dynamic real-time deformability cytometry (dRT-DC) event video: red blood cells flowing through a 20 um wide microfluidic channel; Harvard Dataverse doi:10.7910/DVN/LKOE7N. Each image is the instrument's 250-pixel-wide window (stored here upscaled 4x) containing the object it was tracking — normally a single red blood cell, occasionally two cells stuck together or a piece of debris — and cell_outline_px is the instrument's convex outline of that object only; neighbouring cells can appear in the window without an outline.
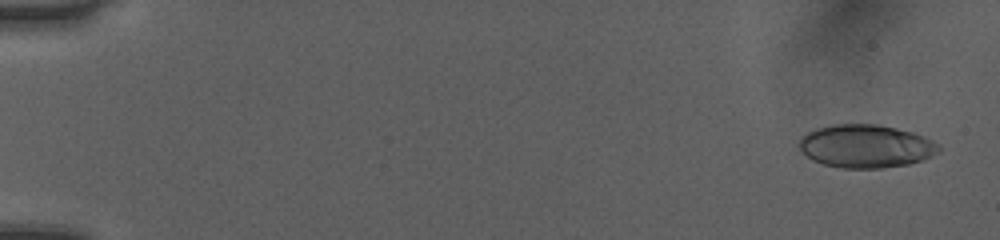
{"species": "human", "species_latin": "Homo sapiens", "temperature_condition": "room temperature", "stored_images_in_passage": 51, "camera_frame_rate_fps": 3000, "um_per_image_px": 0.085, "donor": {"sex": "female"}, "frame": {"image": 1, "passage_image": 2, "time_ms": 0.333, "image_size_px": [1000, 240], "cell_outline_px": [[940, 152], [932, 156], [908, 164], [884, 168], [840, 168], [824, 164], [812, 160], [800, 148], [800, 136], [816, 128], [832, 124], [876, 124], [896, 128], [912, 132], [924, 136], [932, 140], [940, 148]], "centroid_in_image_um": [73.6, 12.42], "position_along_channel_um": 11.4, "area_um2": 35.03}}
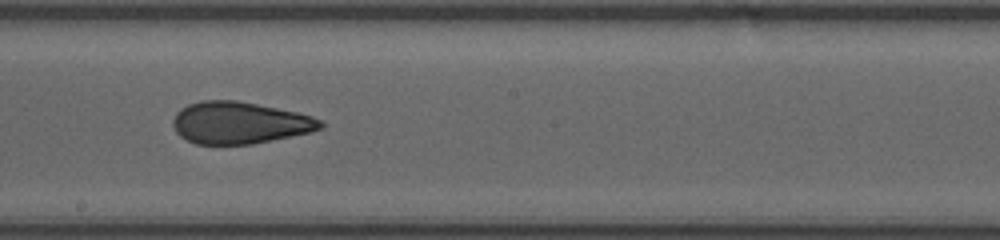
{"frame": {"image": 2, "passage_image": 30, "time_ms": 9.667, "image_size_px": [1000, 240], "cell_outline_px": [[324, 128], [308, 132], [252, 144], [196, 144], [180, 136], [176, 132], [172, 124], [172, 120], [176, 112], [180, 108], [188, 104], [200, 100], [236, 100], [296, 112], [312, 116], [320, 120], [324, 124]], "centroid_in_image_um": [20.32, 10.43], "position_along_channel_um": 227.9, "area_um2": 35.89}}
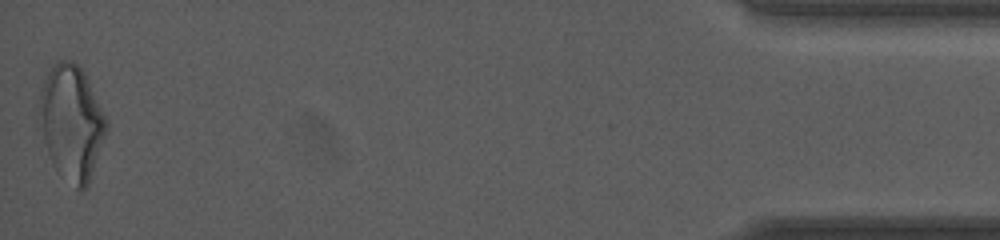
{"frame": {"image": 3, "passage_image": 51, "time_ms": 16.667, "image_size_px": [1000, 240], "cell_outline_px": [[108, 128], [88, 184], [84, 188], [76, 188], [52, 164], [36, 128], [36, 116], [40, 88], [52, 64], [56, 60], [72, 60], [84, 72], [88, 80], [108, 124]], "centroid_in_image_um": [6.0, 10.37], "position_along_channel_um": 429.2, "area_um2": 45.26}, "authors_computed_cell_mechanics": {"area_um2": 35.9516, "velocity_mm_per_s": 4.0608, "shape_relaxation_time_tau1_ms": 10.4343, "shape_relaxation_time_tau2_ms": 1.4607, "deformation_change_tau1": 0.249, "deformation_change_tau2": 0.0891}}